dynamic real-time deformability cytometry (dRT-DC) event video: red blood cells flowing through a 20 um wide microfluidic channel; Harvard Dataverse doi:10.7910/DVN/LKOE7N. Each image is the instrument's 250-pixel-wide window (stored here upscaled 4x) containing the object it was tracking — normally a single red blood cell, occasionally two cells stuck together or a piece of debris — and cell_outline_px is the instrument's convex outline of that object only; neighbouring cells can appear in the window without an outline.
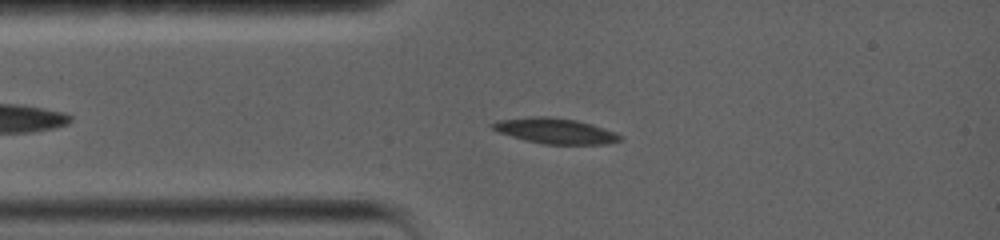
{"species": "common noctule bat (a hibernating species)", "species_latin": "Nyctalus noctula", "temperature_condition": "warm", "stored_images_in_passage": 74, "camera_frame_rate_fps": 5000, "um_per_image_px": 0.085, "animal": {"sex": "female", "body_mass_g": 19.0, "forearm_length_mm": 56.7}, "frame": {"image": 1, "passage_image": 15, "time_ms": 3.0, "image_size_px": [1000, 240], "cell_outline_px": [[624, 136], [620, 140], [604, 144], [544, 144], [524, 140], [500, 132], [492, 128], [492, 124], [500, 120], [528, 116], [548, 116], [576, 120], [592, 124], [616, 132]], "centroid_in_image_um": [47.23, 11.12], "position_along_channel_um": 37.8, "area_um2": 18.84}}
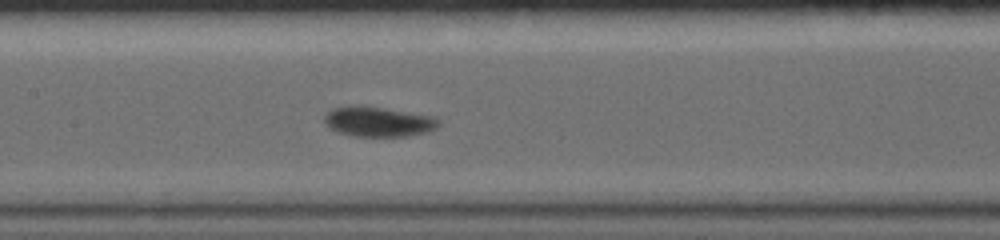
{"frame": {"image": 2, "passage_image": 38, "time_ms": 7.2, "image_size_px": [1000, 240], "cell_outline_px": [[440, 124], [436, 128], [424, 132], [408, 136], [356, 136], [340, 132], [332, 128], [324, 120], [324, 116], [332, 108], [352, 104], [384, 108], [432, 116], [440, 120]], "centroid_in_image_um": [32.16, 10.32], "position_along_channel_um": 175.2, "area_um2": 19.71}}
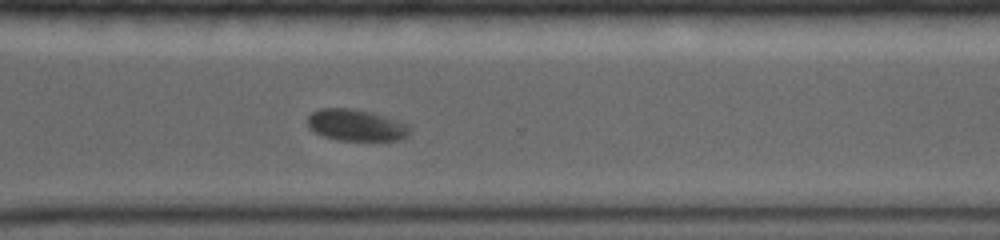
{"frame": {"image": 3, "passage_image": 54, "time_ms": 12.0, "image_size_px": [1000, 240], "cell_outline_px": [[412, 128], [408, 136], [396, 140], [336, 140], [324, 136], [308, 128], [308, 116], [312, 112], [320, 108], [352, 108], [372, 112], [400, 120], [408, 124]], "centroid_in_image_um": [30.3, 10.63], "position_along_channel_um": 340.3, "area_um2": 19.02}, "authors_computed_cell_mechanics": {"area_um2": 19.2474, "velocity_mm_per_s": 3.4308, "shape_relaxation_time_tau1_ms": 5.525, "shape_relaxation_time_tau2_ms": null, "deformation_change_tau1": 0.1539, "deformation_change_tau2": null}}